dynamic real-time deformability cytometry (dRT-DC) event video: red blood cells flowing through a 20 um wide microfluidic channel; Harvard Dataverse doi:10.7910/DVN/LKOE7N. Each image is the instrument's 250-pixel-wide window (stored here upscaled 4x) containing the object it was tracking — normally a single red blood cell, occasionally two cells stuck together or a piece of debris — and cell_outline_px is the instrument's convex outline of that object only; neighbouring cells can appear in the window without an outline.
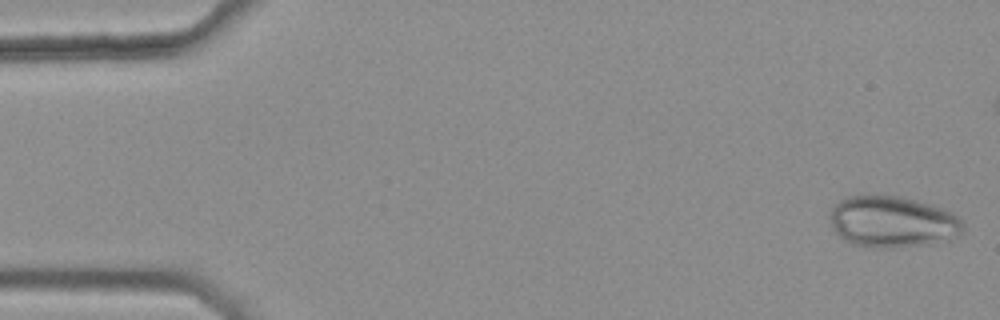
{"species": "common noctule bat (a hibernating species)", "species_latin": "Nyctalus noctula", "temperature_condition": "warm", "stored_images_in_passage": 44, "camera_frame_rate_fps": 3000, "um_per_image_px": 0.085, "animal": {"sex": "female", "body_mass_g": 25.1}, "frame": {"image": 1, "passage_image": 1, "time_ms": 0.0, "image_size_px": [1000, 320], "cell_outline_px": [[964, 232], [952, 240], [928, 244], [896, 248], [872, 248], [852, 244], [844, 240], [832, 228], [832, 204], [848, 196], [900, 196], [932, 204], [952, 212], [964, 224]], "centroid_in_image_um": [75.9, 18.87], "position_along_channel_um": 9.1, "area_um2": 40.17}}
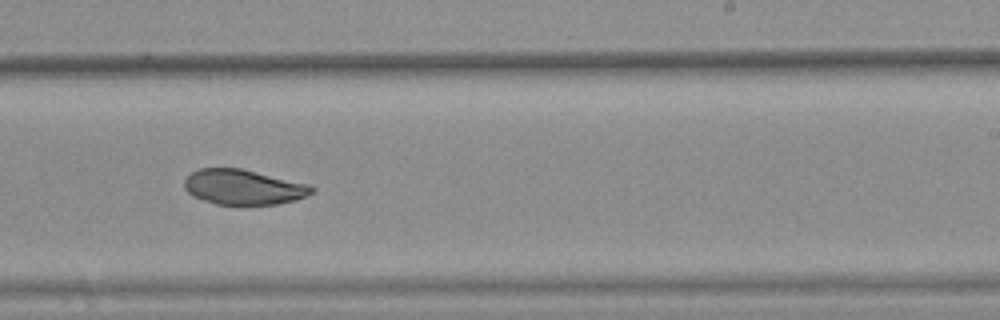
{"frame": {"image": 2, "passage_image": 32, "time_ms": 10.333, "image_size_px": [1000, 320], "cell_outline_px": [[316, 188], [312, 192], [296, 200], [276, 204], [216, 204], [192, 196], [184, 188], [184, 180], [192, 172], [200, 168], [240, 168], [312, 184]], "centroid_in_image_um": [20.71, 15.89], "position_along_channel_um": 268.3, "area_um2": 26.07}}
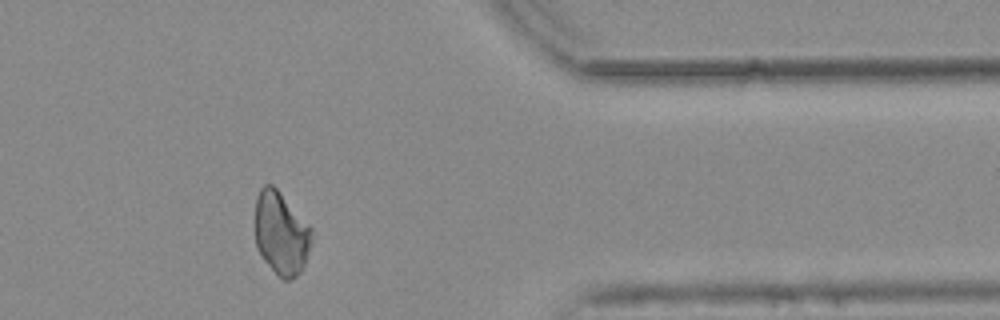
{"frame": {"image": 3, "passage_image": 43, "time_ms": 14.0, "image_size_px": [1000, 320], "cell_outline_px": [[312, 240], [304, 264], [300, 272], [292, 280], [284, 280], [264, 260], [256, 248], [256, 196], [260, 188], [264, 184], [272, 184], [276, 188], [312, 228]], "centroid_in_image_um": [23.89, 19.82], "position_along_channel_um": 387.5, "area_um2": 27.11}, "authors_computed_cell_mechanics": {"area_um2": 28.0619, "velocity_mm_per_s": 3.7716, "shape_relaxation_time_tau1_ms": null, "shape_relaxation_time_tau2_ms": 6.7902, "deformation_change_tau1": null, "deformation_change_tau2": 0.0578}}